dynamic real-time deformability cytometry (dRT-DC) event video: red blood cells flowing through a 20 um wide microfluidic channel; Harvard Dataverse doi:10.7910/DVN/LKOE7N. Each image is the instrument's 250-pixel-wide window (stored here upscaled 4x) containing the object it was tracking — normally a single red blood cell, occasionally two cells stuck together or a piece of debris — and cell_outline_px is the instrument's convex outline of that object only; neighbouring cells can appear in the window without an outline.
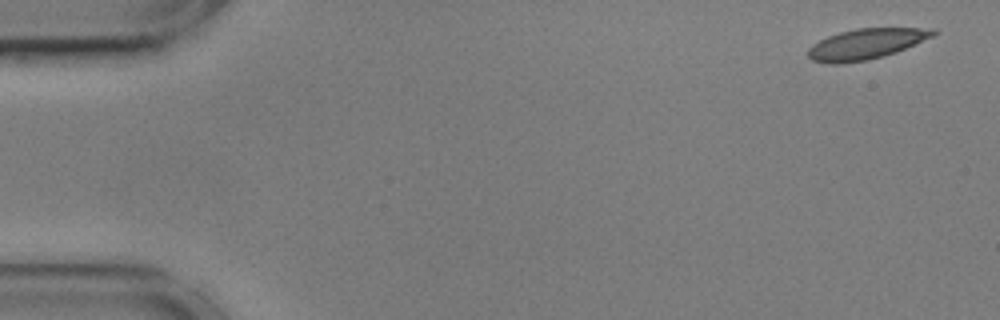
{"species": "common noctule bat (a hibernating species)", "species_latin": "Nyctalus noctula", "temperature_condition": "cold", "stored_images_in_passage": 16, "camera_frame_rate_fps": 3000, "um_per_image_px": 0.085, "animal": {"sex": "male", "body_mass_g": 17.9, "forearm_length_mm": 54.2}, "frame": {"image": 1, "passage_image": 1, "time_ms": 0.0, "image_size_px": [1000, 320], "cell_outline_px": [[940, 32], [932, 36], [896, 52], [884, 56], [868, 60], [840, 64], [832, 64], [812, 60], [808, 56], [808, 48], [812, 44], [828, 36], [840, 32], [856, 28], [936, 28]], "centroid_in_image_um": [73.61, 3.73], "position_along_channel_um": 11.4, "area_um2": 22.25}}
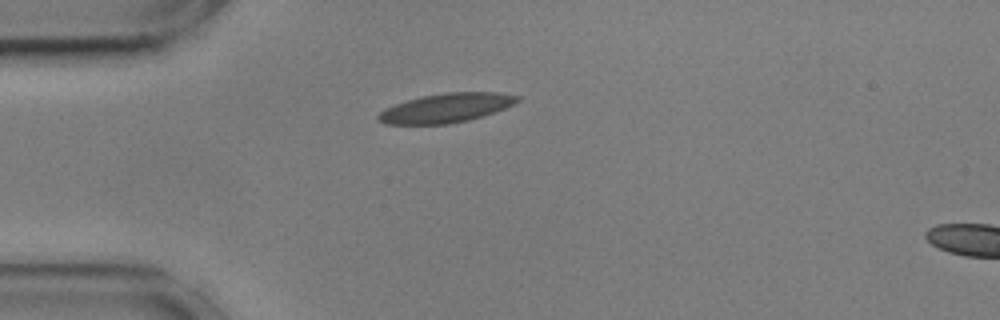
{"frame": {"image": 2, "passage_image": 13, "time_ms": 4.0, "image_size_px": [1000, 320], "cell_outline_px": [[520, 100], [496, 112], [484, 116], [468, 120], [448, 124], [384, 124], [376, 120], [376, 116], [384, 108], [420, 96], [444, 92], [500, 92], [520, 96]], "centroid_in_image_um": [37.91, 9.17], "position_along_channel_um": 47.1, "area_um2": 23.81}}